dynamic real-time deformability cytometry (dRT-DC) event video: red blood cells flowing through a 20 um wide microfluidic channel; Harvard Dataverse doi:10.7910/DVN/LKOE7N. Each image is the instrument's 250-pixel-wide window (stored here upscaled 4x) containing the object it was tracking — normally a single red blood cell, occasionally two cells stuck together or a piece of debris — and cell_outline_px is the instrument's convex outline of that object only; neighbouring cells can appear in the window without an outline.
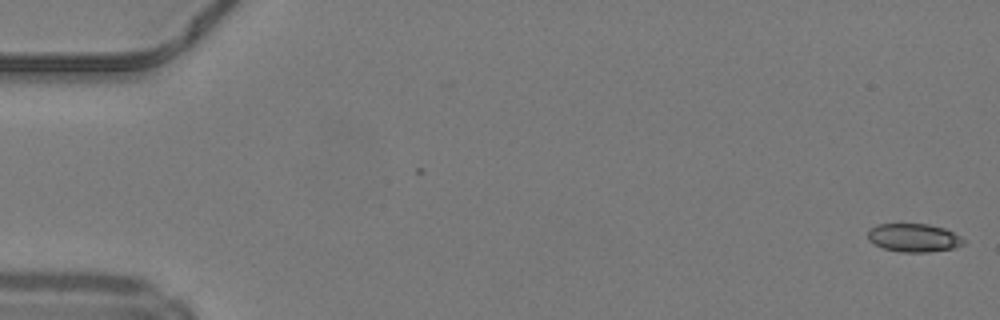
{"species": "common noctule bat (a hibernating species)", "species_latin": "Nyctalus noctula", "temperature_condition": "warm", "stored_images_in_passage": 49, "camera_frame_rate_fps": 3000, "um_per_image_px": 0.085, "animal": {"sex": "male", "body_mass_g": 19.2, "forearm_length_mm": 51.8}, "frame": {"image": 1, "passage_image": 1, "time_ms": 0.0, "image_size_px": [1000, 320], "cell_outline_px": [[964, 244], [956, 248], [928, 252], [900, 252], [884, 248], [868, 240], [868, 232], [876, 224], [928, 224], [944, 228], [960, 236], [964, 240]], "centroid_in_image_um": [77.69, 20.21], "position_along_channel_um": 7.3, "area_um2": 15.72}}
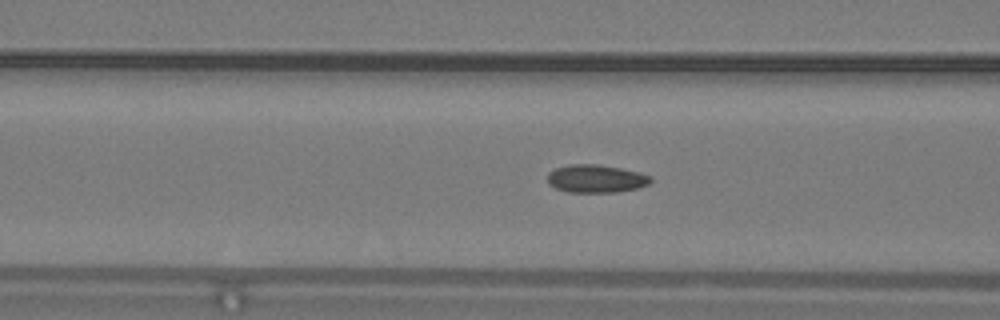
{"frame": {"image": 2, "passage_image": 20, "time_ms": 6.333, "image_size_px": [1000, 320], "cell_outline_px": [[652, 180], [648, 184], [636, 188], [616, 192], [568, 192], [556, 188], [548, 184], [548, 172], [556, 168], [568, 164], [596, 164], [620, 168], [640, 172], [652, 176]], "centroid_in_image_um": [50.65, 15.18], "position_along_channel_um": 115.9, "area_um2": 16.82}}
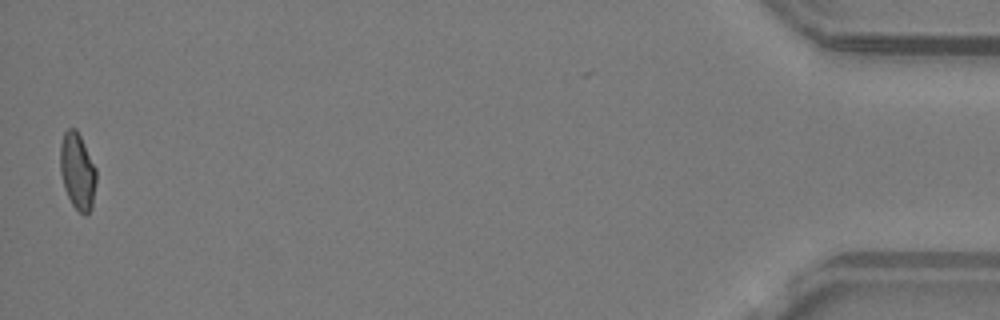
{"frame": {"image": 3, "passage_image": 49, "time_ms": 16.0, "image_size_px": [1000, 320], "cell_outline_px": [[96, 184], [92, 208], [88, 216], [84, 216], [72, 204], [64, 188], [60, 172], [60, 144], [64, 132], [68, 128], [76, 128], [96, 168]], "centroid_in_image_um": [6.59, 14.58], "position_along_channel_um": 428.6, "area_um2": 16.24}, "authors_computed_cell_mechanics": {"area_um2": 16.2996, "velocity_mm_per_s": 4.2119, "shape_relaxation_time_tau1_ms": 6.0353, "shape_relaxation_time_tau2_ms": 2.1929, "deformation_change_tau1": 0.1563, "deformation_change_tau2": 0.0435}}